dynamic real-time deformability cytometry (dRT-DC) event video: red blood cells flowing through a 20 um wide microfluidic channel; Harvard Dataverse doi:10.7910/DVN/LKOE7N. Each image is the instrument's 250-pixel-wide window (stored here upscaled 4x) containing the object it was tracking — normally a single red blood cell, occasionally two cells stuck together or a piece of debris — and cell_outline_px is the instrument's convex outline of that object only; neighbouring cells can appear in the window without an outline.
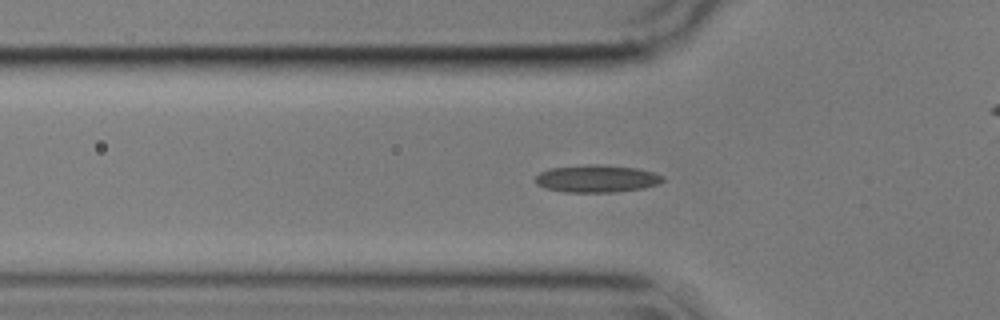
{"species": "common noctule bat (a hibernating species)", "species_latin": "Nyctalus noctula", "temperature_condition": "cold", "stored_images_in_passage": 52, "camera_frame_rate_fps": 3000, "um_per_image_px": 0.085, "animal": {"sex": "male", "body_mass_g": 17.9}, "frame": {"image": 1, "passage_image": 13, "time_ms": 4.0, "image_size_px": [1000, 320], "cell_outline_px": [[664, 180], [660, 184], [644, 188], [616, 192], [564, 192], [548, 188], [536, 184], [536, 176], [540, 172], [548, 168], [588, 164], [600, 164], [636, 168], [652, 172], [664, 176]], "centroid_in_image_um": [50.74, 15.18], "position_along_channel_um": 75.1, "area_um2": 20.46}}
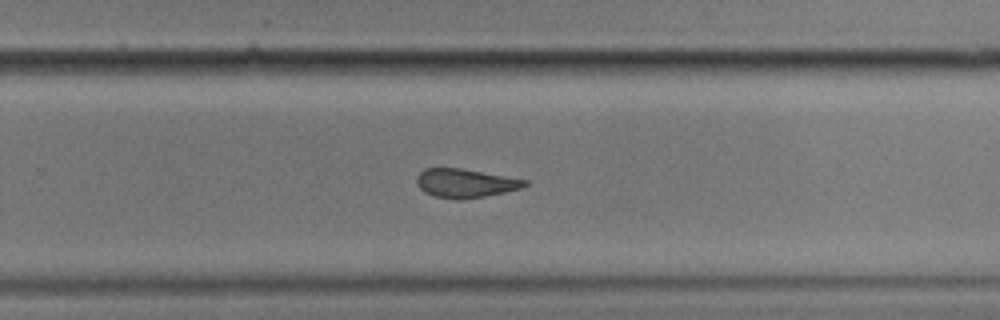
{"frame": {"image": 2, "passage_image": 31, "time_ms": 10.0, "image_size_px": [1000, 320], "cell_outline_px": [[528, 184], [520, 188], [504, 192], [464, 200], [456, 200], [436, 196], [424, 192], [416, 184], [416, 176], [424, 168], [460, 168], [528, 180]], "centroid_in_image_um": [39.51, 15.57], "position_along_channel_um": 290.3, "area_um2": 18.09}}
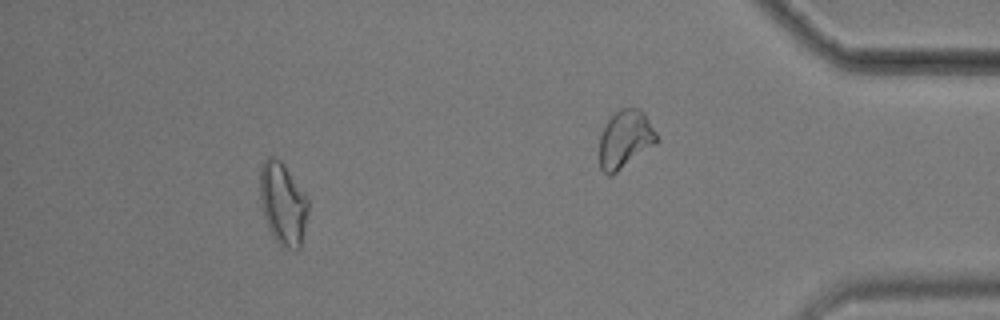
{"frame": {"image": 3, "passage_image": 46, "time_ms": 15.0, "image_size_px": [1000, 320], "cell_outline_px": [[308, 212], [304, 232], [300, 248], [296, 252], [280, 244], [272, 236], [268, 228], [260, 204], [260, 168], [264, 160], [268, 156], [272, 156], [280, 160], [284, 164], [308, 200]], "centroid_in_image_um": [24.03, 17.33], "position_along_channel_um": 411.2, "area_um2": 23.12}, "authors_computed_cell_mechanics": {"area_um2": 19.5653, "velocity_mm_per_s": 3.5783, "shape_relaxation_time_tau1_ms": null, "shape_relaxation_time_tau2_ms": 4.9303, "deformation_change_tau1": null, "deformation_change_tau2": 0.1317}}